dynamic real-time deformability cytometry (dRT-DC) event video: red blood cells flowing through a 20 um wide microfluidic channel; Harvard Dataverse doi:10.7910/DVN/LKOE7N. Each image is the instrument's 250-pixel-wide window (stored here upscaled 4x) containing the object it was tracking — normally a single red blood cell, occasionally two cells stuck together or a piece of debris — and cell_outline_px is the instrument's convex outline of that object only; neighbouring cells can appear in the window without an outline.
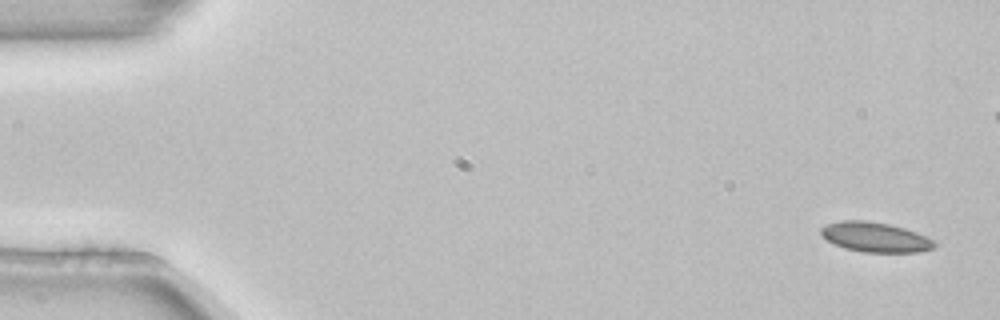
{"species": "common noctule bat (a hibernating species)", "species_latin": "Nyctalus noctula", "temperature_condition": "room temperature", "stored_images_in_passage": 5, "camera_frame_rate_fps": 3000, "um_per_image_px": 0.085, "animal": {"sex": "female", "body_mass_g": 22.7, "forearm_length_mm": 54.2}, "frame": {"image": 1, "passage_image": 1, "time_ms": 0.0, "image_size_px": [1000, 320], "cell_outline_px": [[936, 244], [932, 248], [920, 252], [864, 252], [844, 248], [832, 244], [820, 232], [820, 228], [828, 224], [840, 220], [868, 220], [888, 224], [904, 228], [916, 232], [936, 240]], "centroid_in_image_um": [74.4, 20.15], "position_along_channel_um": 10.6, "area_um2": 19.77}}